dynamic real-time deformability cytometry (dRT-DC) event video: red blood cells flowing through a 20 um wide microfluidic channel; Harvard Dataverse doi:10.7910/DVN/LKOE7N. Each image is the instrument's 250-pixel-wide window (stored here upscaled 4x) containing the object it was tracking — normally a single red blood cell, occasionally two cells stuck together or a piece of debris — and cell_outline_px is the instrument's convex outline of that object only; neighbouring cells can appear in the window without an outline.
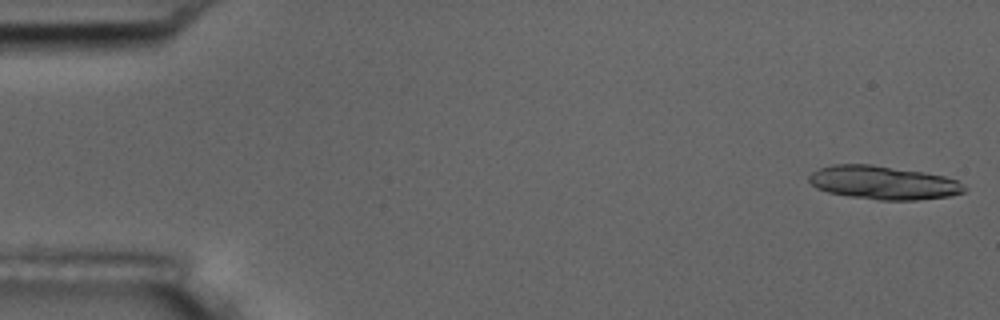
{"species": "common noctule bat (a hibernating species)", "species_latin": "Nyctalus noctula", "temperature_condition": "room temperature", "stored_images_in_passage": 10, "camera_frame_rate_fps": 3000, "um_per_image_px": 0.085, "animal": {"sex": "male", "body_mass_g": 17.5, "forearm_length_mm": 52.3}, "frame": {"image": 1, "passage_image": 1, "time_ms": 0.0, "image_size_px": [1000, 320], "cell_outline_px": [[968, 188], [964, 192], [948, 196], [916, 200], [880, 200], [848, 196], [828, 192], [816, 188], [808, 180], [808, 176], [812, 172], [820, 168], [832, 164], [872, 164], [924, 172], [944, 176], [956, 180], [964, 184]], "centroid_in_image_um": [75.08, 15.52], "position_along_channel_um": 9.9, "area_um2": 30.4}}
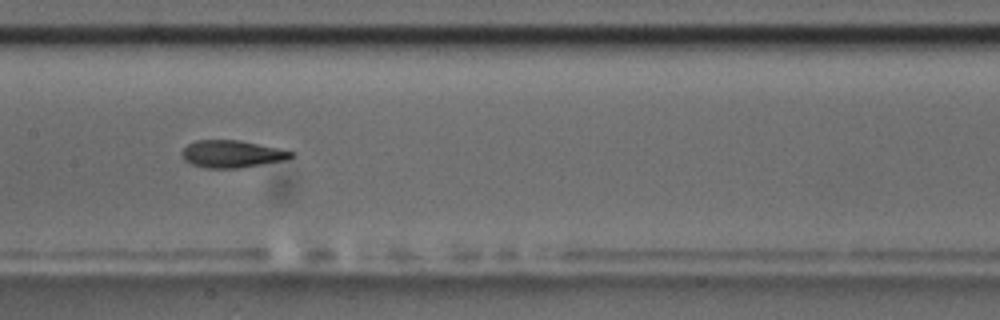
{"frame": {"image": 2, "passage_image": 9, "time_ms": 2.667, "image_size_px": [1000, 320], "cell_outline_px": [[296, 156], [288, 160], [240, 168], [208, 168], [192, 164], [184, 160], [180, 156], [180, 152], [188, 144], [196, 140], [240, 140], [280, 148], [296, 152]], "centroid_in_image_um": [19.77, 13.09], "position_along_channel_um": 187.6, "area_um2": 17.74}}
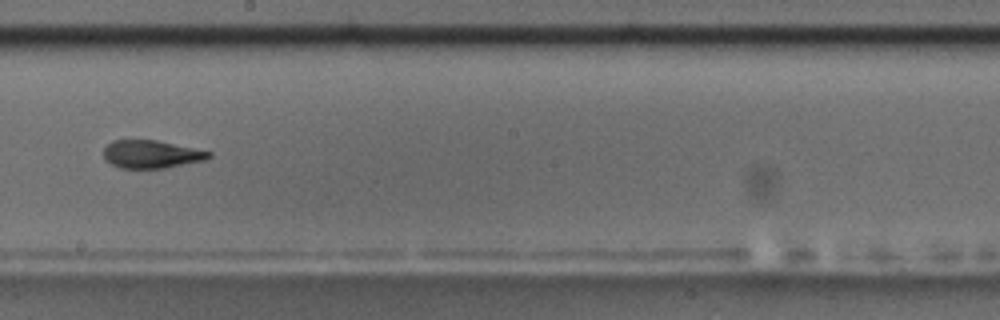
{"frame": {"image": 3, "passage_image": 10, "time_ms": 3.0, "image_size_px": [1000, 320], "cell_outline_px": [[212, 156], [204, 160], [168, 168], [120, 168], [104, 160], [104, 148], [112, 140], [156, 140], [212, 152]], "centroid_in_image_um": [12.85, 13.11], "position_along_channel_um": 235.3, "area_um2": 17.11}}